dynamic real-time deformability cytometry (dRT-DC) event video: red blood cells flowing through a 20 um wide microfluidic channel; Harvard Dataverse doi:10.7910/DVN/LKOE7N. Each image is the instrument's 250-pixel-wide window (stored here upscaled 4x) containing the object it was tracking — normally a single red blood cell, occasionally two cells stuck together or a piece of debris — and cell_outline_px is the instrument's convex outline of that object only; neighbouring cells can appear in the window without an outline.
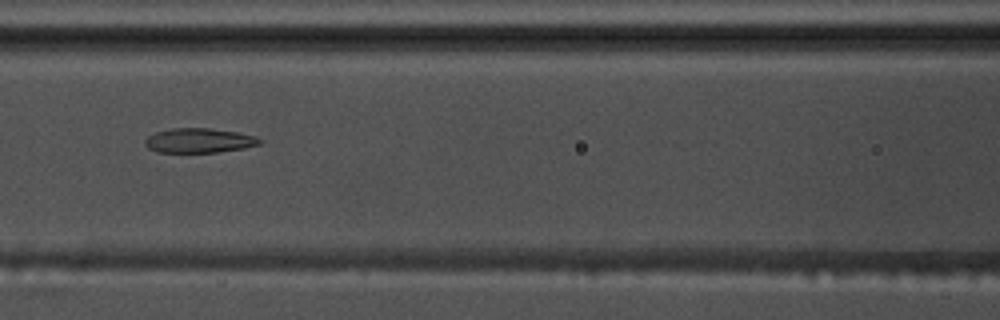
{"species": "common noctule bat (a hibernating species)", "species_latin": "Nyctalus noctula", "temperature_condition": "warm", "stored_images_in_passage": 55, "segment_of_instrument_passage": [1, 2], "camera_frame_rate_fps": 3000, "um_per_image_px": 0.085, "animal": {"sex": "male", "body_mass_g": 17.5, "forearm_length_mm": 52.3}, "frame": {"image": 1, "passage_image": 26, "time_ms": 8.333, "image_size_px": [1000, 320], "cell_outline_px": [[264, 144], [244, 148], [216, 152], [156, 152], [148, 148], [144, 144], [144, 140], [148, 136], [156, 132], [172, 128], [208, 128], [236, 132], [256, 136], [264, 140]], "centroid_in_image_um": [16.96, 11.95], "position_along_channel_um": 149.6, "area_um2": 16.53}}
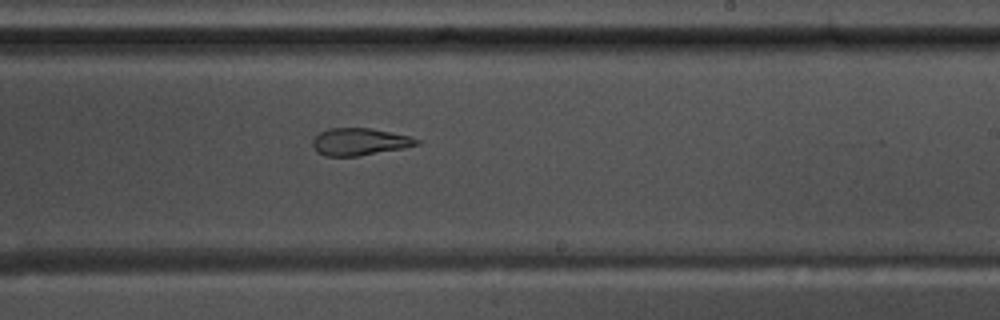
{"frame": {"image": 2, "passage_image": 35, "time_ms": 11.333, "image_size_px": [1000, 320], "cell_outline_px": [[420, 144], [404, 148], [360, 156], [324, 156], [316, 152], [312, 144], [312, 140], [320, 132], [328, 128], [368, 128], [412, 136], [420, 140]], "centroid_in_image_um": [30.57, 12.06], "position_along_channel_um": 258.4, "area_um2": 16.65}}
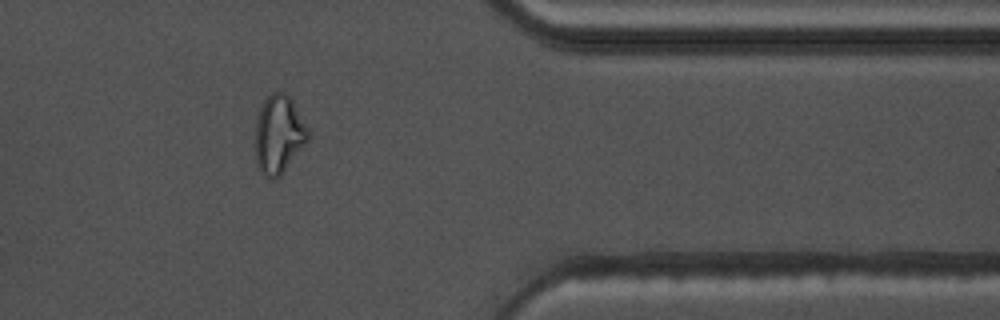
{"frame": {"image": 3, "passage_image": 47, "time_ms": 15.333, "image_size_px": [1000, 320], "cell_outline_px": [[308, 140], [280, 176], [272, 180], [268, 180], [260, 172], [256, 160], [256, 120], [260, 108], [264, 100], [272, 92], [284, 92], [292, 100], [308, 128]], "centroid_in_image_um": [23.68, 11.45], "position_along_channel_um": 387.7, "area_um2": 23.87}}